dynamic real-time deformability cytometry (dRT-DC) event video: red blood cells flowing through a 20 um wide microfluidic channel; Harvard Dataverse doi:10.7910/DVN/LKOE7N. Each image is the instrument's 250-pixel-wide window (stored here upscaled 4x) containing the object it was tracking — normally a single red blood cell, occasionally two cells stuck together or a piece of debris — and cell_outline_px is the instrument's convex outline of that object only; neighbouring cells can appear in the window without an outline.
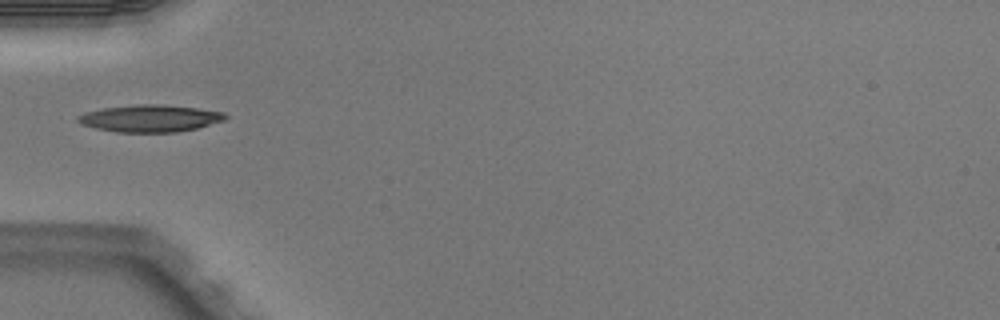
{"species": "Egyptian fruit bat (a non-hibernating species)", "species_latin": "Rousettus aegyptiacus", "temperature_condition": "warm", "stored_images_in_passage": 3, "camera_frame_rate_fps": 3000, "um_per_image_px": 0.085, "animal": {"sex": "male"}, "frame": {"image": 1, "passage_image": 3, "time_ms": 0.667, "image_size_px": [1000, 320], "cell_outline_px": [[228, 116], [224, 120], [196, 128], [176, 132], [116, 132], [96, 128], [80, 124], [76, 120], [76, 116], [84, 112], [104, 108], [140, 104], [164, 104], [196, 108], [224, 112]], "centroid_in_image_um": [12.72, 10.06], "position_along_channel_um": 72.3, "area_um2": 23.24}}